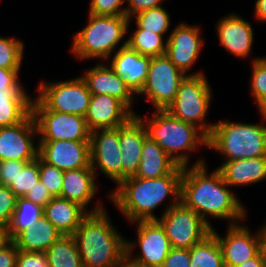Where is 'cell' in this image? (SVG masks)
I'll return each instance as SVG.
<instances>
[{
	"instance_id": "obj_1",
	"label": "cell",
	"mask_w": 266,
	"mask_h": 267,
	"mask_svg": "<svg viewBox=\"0 0 266 267\" xmlns=\"http://www.w3.org/2000/svg\"><path fill=\"white\" fill-rule=\"evenodd\" d=\"M205 162L201 158L191 168L183 167L180 201L196 212L211 228L213 226L209 222V216L227 219L228 225L240 223L246 219L247 210L217 168L208 174Z\"/></svg>"
},
{
	"instance_id": "obj_2",
	"label": "cell",
	"mask_w": 266,
	"mask_h": 267,
	"mask_svg": "<svg viewBox=\"0 0 266 267\" xmlns=\"http://www.w3.org/2000/svg\"><path fill=\"white\" fill-rule=\"evenodd\" d=\"M182 173L183 167L178 166L171 174L160 178L128 177L108 197L128 222L157 220L153 212L169 196L173 201L166 206L163 213L180 201Z\"/></svg>"
},
{
	"instance_id": "obj_3",
	"label": "cell",
	"mask_w": 266,
	"mask_h": 267,
	"mask_svg": "<svg viewBox=\"0 0 266 267\" xmlns=\"http://www.w3.org/2000/svg\"><path fill=\"white\" fill-rule=\"evenodd\" d=\"M83 267H113L127 254L121 236L105 210L90 213L73 234Z\"/></svg>"
},
{
	"instance_id": "obj_4",
	"label": "cell",
	"mask_w": 266,
	"mask_h": 267,
	"mask_svg": "<svg viewBox=\"0 0 266 267\" xmlns=\"http://www.w3.org/2000/svg\"><path fill=\"white\" fill-rule=\"evenodd\" d=\"M135 115L144 124L147 136L158 143L179 166H189V153L201 145L207 148L208 138L197 127L176 119L167 110H156L152 118Z\"/></svg>"
},
{
	"instance_id": "obj_5",
	"label": "cell",
	"mask_w": 266,
	"mask_h": 267,
	"mask_svg": "<svg viewBox=\"0 0 266 267\" xmlns=\"http://www.w3.org/2000/svg\"><path fill=\"white\" fill-rule=\"evenodd\" d=\"M88 17V24L74 35L72 53L80 60L107 61L128 33L131 19L126 15Z\"/></svg>"
},
{
	"instance_id": "obj_6",
	"label": "cell",
	"mask_w": 266,
	"mask_h": 267,
	"mask_svg": "<svg viewBox=\"0 0 266 267\" xmlns=\"http://www.w3.org/2000/svg\"><path fill=\"white\" fill-rule=\"evenodd\" d=\"M207 147L218 151L226 161L266 156V125L216 122Z\"/></svg>"
},
{
	"instance_id": "obj_7",
	"label": "cell",
	"mask_w": 266,
	"mask_h": 267,
	"mask_svg": "<svg viewBox=\"0 0 266 267\" xmlns=\"http://www.w3.org/2000/svg\"><path fill=\"white\" fill-rule=\"evenodd\" d=\"M212 89L205 76L186 75L181 81L176 98L167 107V111L176 119L197 127L207 138L214 124H206V116L211 104Z\"/></svg>"
},
{
	"instance_id": "obj_8",
	"label": "cell",
	"mask_w": 266,
	"mask_h": 267,
	"mask_svg": "<svg viewBox=\"0 0 266 267\" xmlns=\"http://www.w3.org/2000/svg\"><path fill=\"white\" fill-rule=\"evenodd\" d=\"M39 141H90L91 131L83 116L48 110L36 97L31 104Z\"/></svg>"
},
{
	"instance_id": "obj_9",
	"label": "cell",
	"mask_w": 266,
	"mask_h": 267,
	"mask_svg": "<svg viewBox=\"0 0 266 267\" xmlns=\"http://www.w3.org/2000/svg\"><path fill=\"white\" fill-rule=\"evenodd\" d=\"M36 97L48 110L85 117L91 93L82 77L56 82H40Z\"/></svg>"
},
{
	"instance_id": "obj_10",
	"label": "cell",
	"mask_w": 266,
	"mask_h": 267,
	"mask_svg": "<svg viewBox=\"0 0 266 267\" xmlns=\"http://www.w3.org/2000/svg\"><path fill=\"white\" fill-rule=\"evenodd\" d=\"M172 248L189 249L211 233V227L181 201L157 218Z\"/></svg>"
},
{
	"instance_id": "obj_11",
	"label": "cell",
	"mask_w": 266,
	"mask_h": 267,
	"mask_svg": "<svg viewBox=\"0 0 266 267\" xmlns=\"http://www.w3.org/2000/svg\"><path fill=\"white\" fill-rule=\"evenodd\" d=\"M185 77L166 55L151 57L147 79L139 95L149 100L154 110H166Z\"/></svg>"
},
{
	"instance_id": "obj_12",
	"label": "cell",
	"mask_w": 266,
	"mask_h": 267,
	"mask_svg": "<svg viewBox=\"0 0 266 267\" xmlns=\"http://www.w3.org/2000/svg\"><path fill=\"white\" fill-rule=\"evenodd\" d=\"M133 223L137 225V243L127 240V255L144 267H161L172 248L163 226L158 220ZM135 246L140 248V253L133 257Z\"/></svg>"
},
{
	"instance_id": "obj_13",
	"label": "cell",
	"mask_w": 266,
	"mask_h": 267,
	"mask_svg": "<svg viewBox=\"0 0 266 267\" xmlns=\"http://www.w3.org/2000/svg\"><path fill=\"white\" fill-rule=\"evenodd\" d=\"M119 127L98 129L90 134V165L95 176L97 169L118 186L122 182Z\"/></svg>"
},
{
	"instance_id": "obj_14",
	"label": "cell",
	"mask_w": 266,
	"mask_h": 267,
	"mask_svg": "<svg viewBox=\"0 0 266 267\" xmlns=\"http://www.w3.org/2000/svg\"><path fill=\"white\" fill-rule=\"evenodd\" d=\"M226 235L222 237L211 228V233L217 238L222 251L225 267H236L255 257L260 252V242L264 228L256 234L242 223L229 225Z\"/></svg>"
},
{
	"instance_id": "obj_15",
	"label": "cell",
	"mask_w": 266,
	"mask_h": 267,
	"mask_svg": "<svg viewBox=\"0 0 266 267\" xmlns=\"http://www.w3.org/2000/svg\"><path fill=\"white\" fill-rule=\"evenodd\" d=\"M199 26L179 23L167 37L165 55L185 75H200L202 71L187 73L198 60L204 39Z\"/></svg>"
},
{
	"instance_id": "obj_16",
	"label": "cell",
	"mask_w": 266,
	"mask_h": 267,
	"mask_svg": "<svg viewBox=\"0 0 266 267\" xmlns=\"http://www.w3.org/2000/svg\"><path fill=\"white\" fill-rule=\"evenodd\" d=\"M36 135L32 114L21 123L0 127V161H34L39 151L38 144H34Z\"/></svg>"
},
{
	"instance_id": "obj_17",
	"label": "cell",
	"mask_w": 266,
	"mask_h": 267,
	"mask_svg": "<svg viewBox=\"0 0 266 267\" xmlns=\"http://www.w3.org/2000/svg\"><path fill=\"white\" fill-rule=\"evenodd\" d=\"M38 146V156L62 171L91 167L90 141H39Z\"/></svg>"
},
{
	"instance_id": "obj_18",
	"label": "cell",
	"mask_w": 266,
	"mask_h": 267,
	"mask_svg": "<svg viewBox=\"0 0 266 267\" xmlns=\"http://www.w3.org/2000/svg\"><path fill=\"white\" fill-rule=\"evenodd\" d=\"M134 114L116 97L100 94L91 95L85 116L92 132L98 129H115L124 125Z\"/></svg>"
},
{
	"instance_id": "obj_19",
	"label": "cell",
	"mask_w": 266,
	"mask_h": 267,
	"mask_svg": "<svg viewBox=\"0 0 266 267\" xmlns=\"http://www.w3.org/2000/svg\"><path fill=\"white\" fill-rule=\"evenodd\" d=\"M110 59V67L125 81L131 92L140 94L147 79L151 57L132 50L126 40Z\"/></svg>"
},
{
	"instance_id": "obj_20",
	"label": "cell",
	"mask_w": 266,
	"mask_h": 267,
	"mask_svg": "<svg viewBox=\"0 0 266 267\" xmlns=\"http://www.w3.org/2000/svg\"><path fill=\"white\" fill-rule=\"evenodd\" d=\"M216 27L219 43L225 50L241 59L249 57L254 39L250 22L230 13L218 20Z\"/></svg>"
},
{
	"instance_id": "obj_21",
	"label": "cell",
	"mask_w": 266,
	"mask_h": 267,
	"mask_svg": "<svg viewBox=\"0 0 266 267\" xmlns=\"http://www.w3.org/2000/svg\"><path fill=\"white\" fill-rule=\"evenodd\" d=\"M147 132L142 121L133 115L119 127V146L121 150L122 181L135 176L141 161V151Z\"/></svg>"
},
{
	"instance_id": "obj_22",
	"label": "cell",
	"mask_w": 266,
	"mask_h": 267,
	"mask_svg": "<svg viewBox=\"0 0 266 267\" xmlns=\"http://www.w3.org/2000/svg\"><path fill=\"white\" fill-rule=\"evenodd\" d=\"M81 77L86 82L91 94H106L116 97L134 115L136 114L131 108L135 95L127 87L125 81L109 65L106 66L104 63H98L95 67L86 70L85 74Z\"/></svg>"
},
{
	"instance_id": "obj_23",
	"label": "cell",
	"mask_w": 266,
	"mask_h": 267,
	"mask_svg": "<svg viewBox=\"0 0 266 267\" xmlns=\"http://www.w3.org/2000/svg\"><path fill=\"white\" fill-rule=\"evenodd\" d=\"M103 210L105 209L100 202H97L93 209L86 210L80 204L68 199L53 197L44 207V215L62 235H73L90 213H98Z\"/></svg>"
},
{
	"instance_id": "obj_24",
	"label": "cell",
	"mask_w": 266,
	"mask_h": 267,
	"mask_svg": "<svg viewBox=\"0 0 266 267\" xmlns=\"http://www.w3.org/2000/svg\"><path fill=\"white\" fill-rule=\"evenodd\" d=\"M217 169L229 187L255 184L266 179V156L225 161Z\"/></svg>"
},
{
	"instance_id": "obj_25",
	"label": "cell",
	"mask_w": 266,
	"mask_h": 267,
	"mask_svg": "<svg viewBox=\"0 0 266 267\" xmlns=\"http://www.w3.org/2000/svg\"><path fill=\"white\" fill-rule=\"evenodd\" d=\"M96 176L91 167L64 171L61 198L80 204L87 210V205L96 196Z\"/></svg>"
},
{
	"instance_id": "obj_26",
	"label": "cell",
	"mask_w": 266,
	"mask_h": 267,
	"mask_svg": "<svg viewBox=\"0 0 266 267\" xmlns=\"http://www.w3.org/2000/svg\"><path fill=\"white\" fill-rule=\"evenodd\" d=\"M62 233L43 215L35 224L21 231L12 241L21 251L46 252Z\"/></svg>"
},
{
	"instance_id": "obj_27",
	"label": "cell",
	"mask_w": 266,
	"mask_h": 267,
	"mask_svg": "<svg viewBox=\"0 0 266 267\" xmlns=\"http://www.w3.org/2000/svg\"><path fill=\"white\" fill-rule=\"evenodd\" d=\"M179 165L154 140L147 137L135 177L155 179L171 174Z\"/></svg>"
},
{
	"instance_id": "obj_28",
	"label": "cell",
	"mask_w": 266,
	"mask_h": 267,
	"mask_svg": "<svg viewBox=\"0 0 266 267\" xmlns=\"http://www.w3.org/2000/svg\"><path fill=\"white\" fill-rule=\"evenodd\" d=\"M33 98L24 88L0 90V127L23 122L31 114Z\"/></svg>"
},
{
	"instance_id": "obj_29",
	"label": "cell",
	"mask_w": 266,
	"mask_h": 267,
	"mask_svg": "<svg viewBox=\"0 0 266 267\" xmlns=\"http://www.w3.org/2000/svg\"><path fill=\"white\" fill-rule=\"evenodd\" d=\"M50 267H83L73 235H62L46 251Z\"/></svg>"
},
{
	"instance_id": "obj_30",
	"label": "cell",
	"mask_w": 266,
	"mask_h": 267,
	"mask_svg": "<svg viewBox=\"0 0 266 267\" xmlns=\"http://www.w3.org/2000/svg\"><path fill=\"white\" fill-rule=\"evenodd\" d=\"M190 267H225L217 238L210 233L189 248Z\"/></svg>"
},
{
	"instance_id": "obj_31",
	"label": "cell",
	"mask_w": 266,
	"mask_h": 267,
	"mask_svg": "<svg viewBox=\"0 0 266 267\" xmlns=\"http://www.w3.org/2000/svg\"><path fill=\"white\" fill-rule=\"evenodd\" d=\"M44 215V208L25 197L16 200V207L7 227L8 237L13 240L21 231L35 224Z\"/></svg>"
},
{
	"instance_id": "obj_32",
	"label": "cell",
	"mask_w": 266,
	"mask_h": 267,
	"mask_svg": "<svg viewBox=\"0 0 266 267\" xmlns=\"http://www.w3.org/2000/svg\"><path fill=\"white\" fill-rule=\"evenodd\" d=\"M164 40L163 35L142 30L137 26L127 39V45L141 55L156 57L165 55L167 41Z\"/></svg>"
},
{
	"instance_id": "obj_33",
	"label": "cell",
	"mask_w": 266,
	"mask_h": 267,
	"mask_svg": "<svg viewBox=\"0 0 266 267\" xmlns=\"http://www.w3.org/2000/svg\"><path fill=\"white\" fill-rule=\"evenodd\" d=\"M133 17H136V26L155 34L164 35L171 25L169 13L162 6L137 13L131 20Z\"/></svg>"
},
{
	"instance_id": "obj_34",
	"label": "cell",
	"mask_w": 266,
	"mask_h": 267,
	"mask_svg": "<svg viewBox=\"0 0 266 267\" xmlns=\"http://www.w3.org/2000/svg\"><path fill=\"white\" fill-rule=\"evenodd\" d=\"M24 46L23 41L18 38L0 36V68L20 69Z\"/></svg>"
},
{
	"instance_id": "obj_35",
	"label": "cell",
	"mask_w": 266,
	"mask_h": 267,
	"mask_svg": "<svg viewBox=\"0 0 266 267\" xmlns=\"http://www.w3.org/2000/svg\"><path fill=\"white\" fill-rule=\"evenodd\" d=\"M40 180L39 156L27 163L21 171H18L15 180L9 185L17 198L25 197L30 189Z\"/></svg>"
},
{
	"instance_id": "obj_36",
	"label": "cell",
	"mask_w": 266,
	"mask_h": 267,
	"mask_svg": "<svg viewBox=\"0 0 266 267\" xmlns=\"http://www.w3.org/2000/svg\"><path fill=\"white\" fill-rule=\"evenodd\" d=\"M40 181L53 197H60L64 171L50 165L39 157Z\"/></svg>"
},
{
	"instance_id": "obj_37",
	"label": "cell",
	"mask_w": 266,
	"mask_h": 267,
	"mask_svg": "<svg viewBox=\"0 0 266 267\" xmlns=\"http://www.w3.org/2000/svg\"><path fill=\"white\" fill-rule=\"evenodd\" d=\"M250 82L251 93L257 104L266 96V57L253 58Z\"/></svg>"
},
{
	"instance_id": "obj_38",
	"label": "cell",
	"mask_w": 266,
	"mask_h": 267,
	"mask_svg": "<svg viewBox=\"0 0 266 267\" xmlns=\"http://www.w3.org/2000/svg\"><path fill=\"white\" fill-rule=\"evenodd\" d=\"M127 0H91L88 14L98 16L126 15V7H122Z\"/></svg>"
},
{
	"instance_id": "obj_39",
	"label": "cell",
	"mask_w": 266,
	"mask_h": 267,
	"mask_svg": "<svg viewBox=\"0 0 266 267\" xmlns=\"http://www.w3.org/2000/svg\"><path fill=\"white\" fill-rule=\"evenodd\" d=\"M16 200V195L8 186L0 185V226H9Z\"/></svg>"
},
{
	"instance_id": "obj_40",
	"label": "cell",
	"mask_w": 266,
	"mask_h": 267,
	"mask_svg": "<svg viewBox=\"0 0 266 267\" xmlns=\"http://www.w3.org/2000/svg\"><path fill=\"white\" fill-rule=\"evenodd\" d=\"M16 267H50L46 252L19 250Z\"/></svg>"
},
{
	"instance_id": "obj_41",
	"label": "cell",
	"mask_w": 266,
	"mask_h": 267,
	"mask_svg": "<svg viewBox=\"0 0 266 267\" xmlns=\"http://www.w3.org/2000/svg\"><path fill=\"white\" fill-rule=\"evenodd\" d=\"M29 162L32 161H19V160H7L0 163V185L8 186L15 180L18 171Z\"/></svg>"
},
{
	"instance_id": "obj_42",
	"label": "cell",
	"mask_w": 266,
	"mask_h": 267,
	"mask_svg": "<svg viewBox=\"0 0 266 267\" xmlns=\"http://www.w3.org/2000/svg\"><path fill=\"white\" fill-rule=\"evenodd\" d=\"M161 267H190L189 249L171 248Z\"/></svg>"
},
{
	"instance_id": "obj_43",
	"label": "cell",
	"mask_w": 266,
	"mask_h": 267,
	"mask_svg": "<svg viewBox=\"0 0 266 267\" xmlns=\"http://www.w3.org/2000/svg\"><path fill=\"white\" fill-rule=\"evenodd\" d=\"M25 198L44 208L52 200L53 196L39 180L35 186L28 191Z\"/></svg>"
},
{
	"instance_id": "obj_44",
	"label": "cell",
	"mask_w": 266,
	"mask_h": 267,
	"mask_svg": "<svg viewBox=\"0 0 266 267\" xmlns=\"http://www.w3.org/2000/svg\"><path fill=\"white\" fill-rule=\"evenodd\" d=\"M165 0H127L126 16L131 19L137 13L161 6Z\"/></svg>"
},
{
	"instance_id": "obj_45",
	"label": "cell",
	"mask_w": 266,
	"mask_h": 267,
	"mask_svg": "<svg viewBox=\"0 0 266 267\" xmlns=\"http://www.w3.org/2000/svg\"><path fill=\"white\" fill-rule=\"evenodd\" d=\"M19 249L10 240L0 249V267H16Z\"/></svg>"
},
{
	"instance_id": "obj_46",
	"label": "cell",
	"mask_w": 266,
	"mask_h": 267,
	"mask_svg": "<svg viewBox=\"0 0 266 267\" xmlns=\"http://www.w3.org/2000/svg\"><path fill=\"white\" fill-rule=\"evenodd\" d=\"M20 69L0 68V90L5 88H23L19 79Z\"/></svg>"
},
{
	"instance_id": "obj_47",
	"label": "cell",
	"mask_w": 266,
	"mask_h": 267,
	"mask_svg": "<svg viewBox=\"0 0 266 267\" xmlns=\"http://www.w3.org/2000/svg\"><path fill=\"white\" fill-rule=\"evenodd\" d=\"M254 15L257 20L266 21V0H256Z\"/></svg>"
},
{
	"instance_id": "obj_48",
	"label": "cell",
	"mask_w": 266,
	"mask_h": 267,
	"mask_svg": "<svg viewBox=\"0 0 266 267\" xmlns=\"http://www.w3.org/2000/svg\"><path fill=\"white\" fill-rule=\"evenodd\" d=\"M236 267H265L263 257L261 252H259L255 257L247 260L241 265H238Z\"/></svg>"
},
{
	"instance_id": "obj_49",
	"label": "cell",
	"mask_w": 266,
	"mask_h": 267,
	"mask_svg": "<svg viewBox=\"0 0 266 267\" xmlns=\"http://www.w3.org/2000/svg\"><path fill=\"white\" fill-rule=\"evenodd\" d=\"M113 267H144L142 264L133 261L127 254Z\"/></svg>"
},
{
	"instance_id": "obj_50",
	"label": "cell",
	"mask_w": 266,
	"mask_h": 267,
	"mask_svg": "<svg viewBox=\"0 0 266 267\" xmlns=\"http://www.w3.org/2000/svg\"><path fill=\"white\" fill-rule=\"evenodd\" d=\"M10 241L6 227L0 226V249Z\"/></svg>"
},
{
	"instance_id": "obj_51",
	"label": "cell",
	"mask_w": 266,
	"mask_h": 267,
	"mask_svg": "<svg viewBox=\"0 0 266 267\" xmlns=\"http://www.w3.org/2000/svg\"><path fill=\"white\" fill-rule=\"evenodd\" d=\"M260 252L263 257V261L266 267V232L262 233L261 242H260Z\"/></svg>"
},
{
	"instance_id": "obj_52",
	"label": "cell",
	"mask_w": 266,
	"mask_h": 267,
	"mask_svg": "<svg viewBox=\"0 0 266 267\" xmlns=\"http://www.w3.org/2000/svg\"><path fill=\"white\" fill-rule=\"evenodd\" d=\"M257 108L262 116V120L266 121V96L257 103Z\"/></svg>"
},
{
	"instance_id": "obj_53",
	"label": "cell",
	"mask_w": 266,
	"mask_h": 267,
	"mask_svg": "<svg viewBox=\"0 0 266 267\" xmlns=\"http://www.w3.org/2000/svg\"><path fill=\"white\" fill-rule=\"evenodd\" d=\"M264 231L266 232V224L263 225Z\"/></svg>"
}]
</instances>
